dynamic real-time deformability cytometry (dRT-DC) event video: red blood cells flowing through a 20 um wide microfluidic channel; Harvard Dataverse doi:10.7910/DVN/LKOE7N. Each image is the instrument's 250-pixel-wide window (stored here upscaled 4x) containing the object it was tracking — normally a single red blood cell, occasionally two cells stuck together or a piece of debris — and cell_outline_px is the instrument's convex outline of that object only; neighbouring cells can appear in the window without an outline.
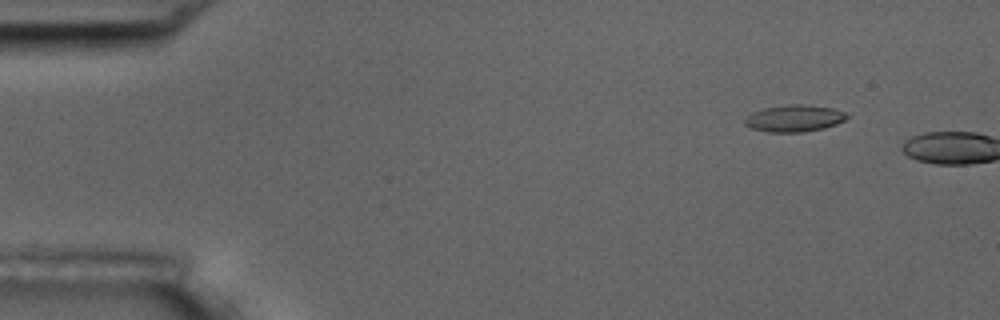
{"species": "common noctule bat (a hibernating species)", "species_latin": "Nyctalus noctula", "temperature_condition": "room temperature", "stored_images_in_passage": 2, "camera_frame_rate_fps": 3000, "um_per_image_px": 0.085, "animal": {"sex": "male", "body_mass_g": 17.5, "forearm_length_mm": 52.3}, "frame": {"image": 1, "passage_image": 1, "time_ms": 0.0, "image_size_px": [1000, 320], "cell_outline_px": [[848, 116], [844, 120], [836, 124], [824, 128], [800, 132], [768, 132], [752, 128], [744, 124], [744, 120], [752, 112], [764, 108], [788, 104], [804, 104], [832, 108], [844, 112]], "centroid_in_image_um": [67.5, 10.05], "position_along_channel_um": 17.5, "area_um2": 15.84}}